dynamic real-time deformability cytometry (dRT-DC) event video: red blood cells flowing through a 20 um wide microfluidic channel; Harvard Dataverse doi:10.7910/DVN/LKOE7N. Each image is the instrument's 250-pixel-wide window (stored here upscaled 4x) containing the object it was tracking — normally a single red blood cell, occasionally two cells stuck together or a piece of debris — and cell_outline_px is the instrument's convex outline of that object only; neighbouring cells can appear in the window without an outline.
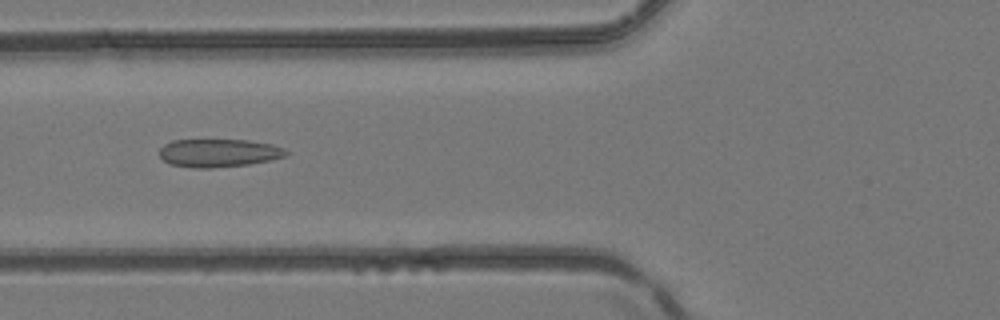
{"species": "common noctule bat (a hibernating species)", "species_latin": "Nyctalus noctula", "temperature_condition": "room temperature", "stored_images_in_passage": 4, "camera_frame_rate_fps": 3000, "um_per_image_px": 0.085, "animal": {"sex": "female", "body_mass_g": 24.6, "forearm_length_mm": 56.2}, "frame": {"image": 1, "passage_image": 4, "time_ms": 1.0, "image_size_px": [1000, 320], "cell_outline_px": [[292, 152], [284, 156], [272, 160], [248, 164], [212, 168], [196, 168], [172, 164], [164, 160], [160, 156], [160, 148], [164, 144], [172, 140], [248, 140], [272, 144], [284, 148]], "centroid_in_image_um": [18.63, 12.99], "position_along_channel_um": 107.2, "area_um2": 20.75}}